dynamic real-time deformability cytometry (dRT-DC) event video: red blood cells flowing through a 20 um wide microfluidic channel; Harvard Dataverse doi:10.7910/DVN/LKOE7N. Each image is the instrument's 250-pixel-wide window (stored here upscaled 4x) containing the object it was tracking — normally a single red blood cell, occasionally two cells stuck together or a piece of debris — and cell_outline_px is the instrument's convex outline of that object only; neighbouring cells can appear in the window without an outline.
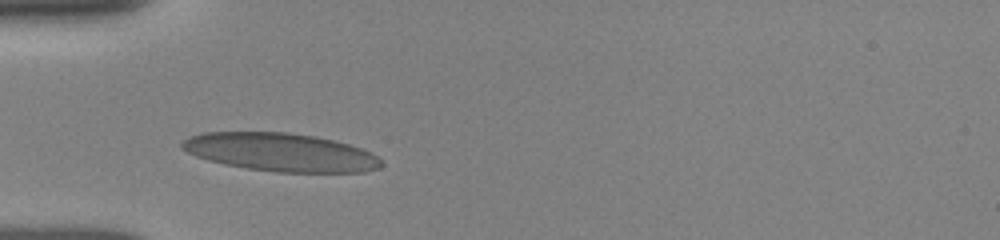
{"species": "human", "species_latin": "Homo sapiens", "temperature_condition": "room temperature", "stored_images_in_passage": 61, "camera_frame_rate_fps": 3000, "um_per_image_px": 0.085, "donor": {"sex": "female"}, "frame": {"image": 1, "passage_image": 1, "time_ms": 0.0, "image_size_px": [1000, 240], "cell_outline_px": [[380, 168], [364, 172], [276, 172], [248, 168], [224, 164], [208, 160], [196, 156], [180, 148], [180, 144], [184, 140], [192, 136], [204, 132], [288, 132], [312, 136], [332, 140], [348, 144], [372, 152], [380, 160]], "centroid_in_image_um": [23.84, 12.94], "position_along_channel_um": 61.2, "area_um2": 44.1}}
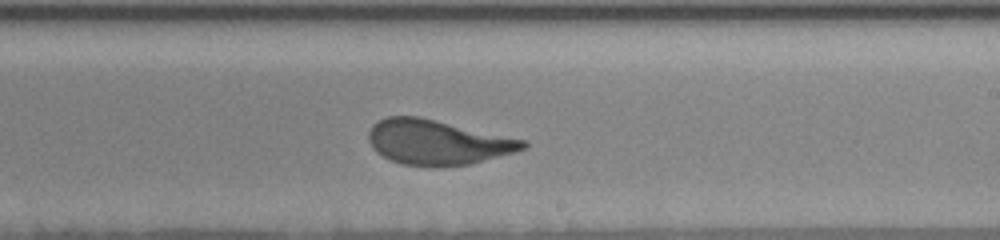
{"frame": {"image": 2, "passage_image": 29, "time_ms": 5.0, "image_size_px": [1000, 240], "cell_outline_px": [[528, 144], [524, 148], [512, 152], [468, 164], [400, 164], [376, 152], [372, 148], [368, 140], [368, 132], [372, 124], [388, 116], [420, 116], [528, 140]], "centroid_in_image_um": [37.16, 12.04], "position_along_channel_um": 251.8, "area_um2": 39.65}}
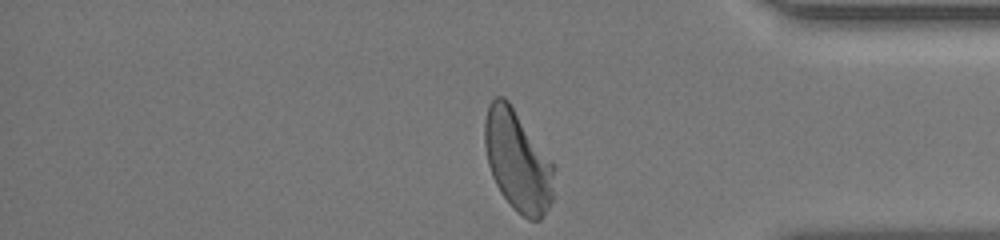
{"frame": {"image": 3, "passage_image": 60, "time_ms": 9.0, "image_size_px": [1000, 240], "cell_outline_px": [[556, 168], [552, 200], [548, 208], [540, 220], [528, 220], [516, 212], [512, 208], [500, 192], [492, 176], [488, 164], [484, 144], [484, 120], [488, 104], [496, 96], [504, 96], [508, 100], [552, 160]], "centroid_in_image_um": [44.01, 13.68], "position_along_channel_um": 391.2, "area_um2": 41.33}, "authors_computed_cell_mechanics": {"area_um2": 40.8646, "velocity_mm_per_s": 3.8745, "shape_relaxation_time_tau1_ms": 4.9771, "shape_relaxation_time_tau2_ms": null, "deformation_change_tau1": 0.1783, "deformation_change_tau2": null}}